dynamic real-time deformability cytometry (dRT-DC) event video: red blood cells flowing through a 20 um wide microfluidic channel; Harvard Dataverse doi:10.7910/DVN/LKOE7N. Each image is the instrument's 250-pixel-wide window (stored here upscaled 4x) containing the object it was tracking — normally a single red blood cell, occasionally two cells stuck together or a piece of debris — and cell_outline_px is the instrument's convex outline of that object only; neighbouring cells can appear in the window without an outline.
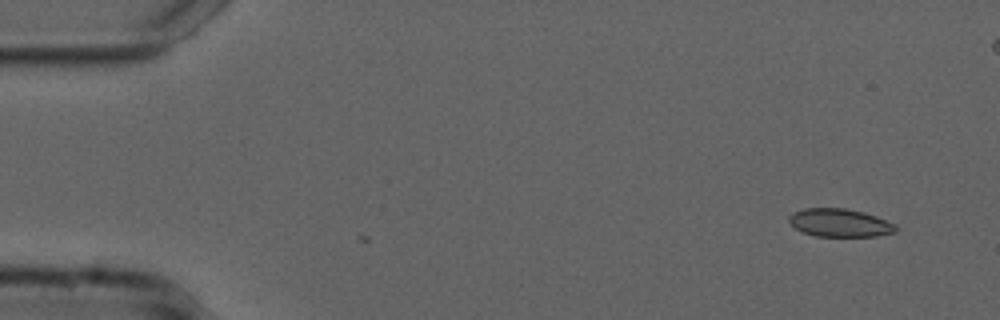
{"species": "common noctule bat (a hibernating species)", "species_latin": "Nyctalus noctula", "temperature_condition": "cold", "stored_images_in_passage": 3, "camera_frame_rate_fps": 3000, "um_per_image_px": 0.085, "animal": {"sex": "male", "forearm_length_mm": 52.5}, "frame": {"image": 1, "passage_image": 3, "time_ms": 0.667, "image_size_px": [1000, 320], "cell_outline_px": [[896, 232], [880, 236], [816, 236], [804, 232], [796, 228], [788, 220], [788, 216], [792, 212], [804, 208], [844, 208], [864, 212], [876, 216], [896, 224]], "centroid_in_image_um": [71.39, 18.93], "position_along_channel_um": 13.6, "area_um2": 17.51}}